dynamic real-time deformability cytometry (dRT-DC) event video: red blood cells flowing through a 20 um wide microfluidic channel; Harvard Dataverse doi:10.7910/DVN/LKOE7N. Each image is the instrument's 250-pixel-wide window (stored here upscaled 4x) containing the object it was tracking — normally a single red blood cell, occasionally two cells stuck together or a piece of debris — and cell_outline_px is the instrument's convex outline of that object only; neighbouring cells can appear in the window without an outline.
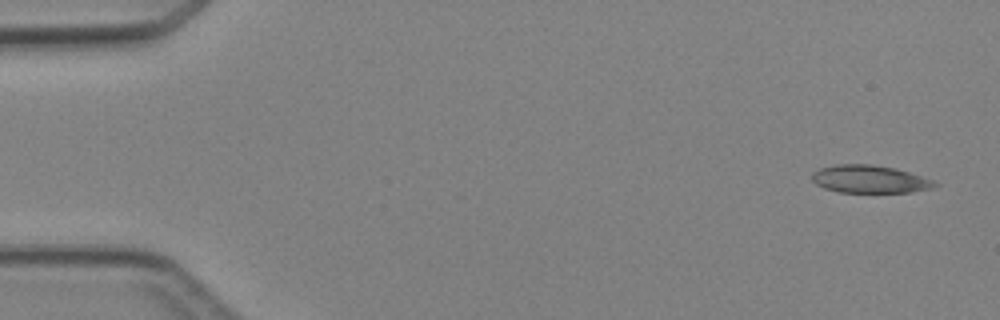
{"species": "Egyptian fruit bat (a non-hibernating species)", "species_latin": "Rousettus aegyptiacus", "temperature_condition": "cold", "stored_images_in_passage": 2, "camera_frame_rate_fps": 3000, "um_per_image_px": 0.085, "animal": {"sex": "female"}, "frame": {"image": 1, "passage_image": 2, "time_ms": 2.0, "image_size_px": [1000, 320], "cell_outline_px": [[940, 184], [932, 188], [912, 192], [840, 192], [824, 188], [816, 184], [812, 180], [812, 172], [820, 168], [836, 164], [872, 164], [896, 168], [932, 180]], "centroid_in_image_um": [73.91, 15.22], "position_along_channel_um": 11.1, "area_um2": 19.83}}